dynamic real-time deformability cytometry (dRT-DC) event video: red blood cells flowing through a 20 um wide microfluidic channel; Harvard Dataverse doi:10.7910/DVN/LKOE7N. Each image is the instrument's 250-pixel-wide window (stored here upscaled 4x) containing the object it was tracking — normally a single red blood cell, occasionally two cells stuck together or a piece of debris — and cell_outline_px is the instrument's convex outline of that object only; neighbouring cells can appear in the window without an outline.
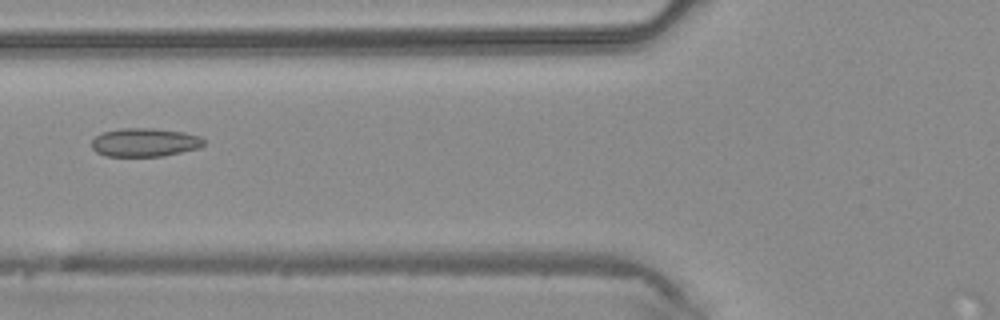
{"species": "common noctule bat (a hibernating species)", "species_latin": "Nyctalus noctula", "temperature_condition": "warm", "stored_images_in_passage": 44, "camera_frame_rate_fps": 3000, "um_per_image_px": 0.085, "animal": {"sex": "male", "body_mass_g": 20.4}, "frame": {"image": 1, "passage_image": 17, "time_ms": 5.333, "image_size_px": [1000, 320], "cell_outline_px": [[204, 144], [200, 148], [164, 156], [104, 156], [96, 152], [92, 148], [92, 140], [96, 136], [104, 132], [120, 128], [152, 128], [184, 132], [200, 136], [204, 140]], "centroid_in_image_um": [12.31, 12.1], "position_along_channel_um": 113.5, "area_um2": 18.73}}
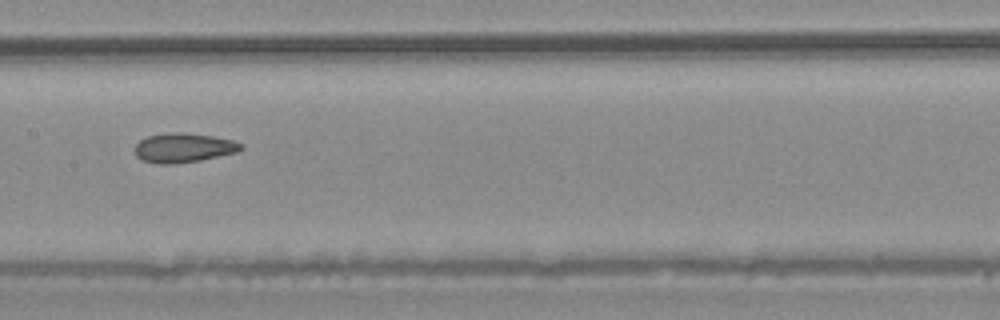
{"frame": {"image": 2, "passage_image": 22, "time_ms": 7.0, "image_size_px": [1000, 320], "cell_outline_px": [[244, 148], [236, 152], [200, 160], [176, 164], [156, 164], [140, 160], [136, 156], [132, 148], [140, 140], [148, 136], [176, 132], [180, 132], [212, 136], [236, 140]], "centroid_in_image_um": [15.55, 12.57], "position_along_channel_um": 191.8, "area_um2": 18.26}}
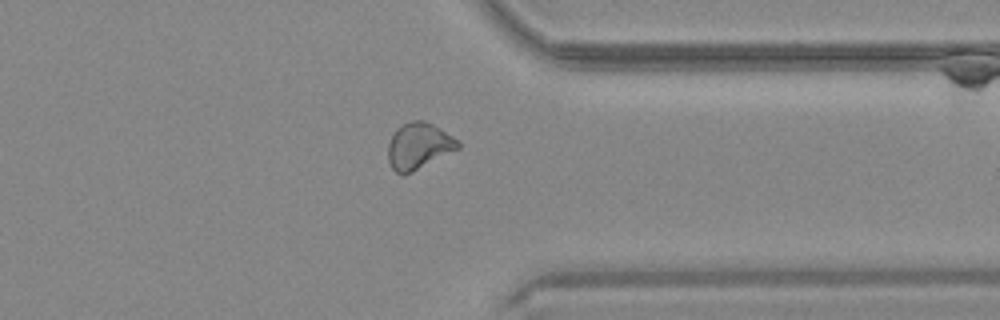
{"frame": {"image": 3, "passage_image": 34, "time_ms": 11.0, "image_size_px": [1000, 320], "cell_outline_px": [[460, 148], [412, 172], [396, 172], [392, 168], [388, 160], [388, 144], [392, 136], [404, 124], [412, 120], [424, 120], [440, 128], [452, 136], [460, 144]], "centroid_in_image_um": [35.61, 12.4], "position_along_channel_um": 375.8, "area_um2": 18.38}}